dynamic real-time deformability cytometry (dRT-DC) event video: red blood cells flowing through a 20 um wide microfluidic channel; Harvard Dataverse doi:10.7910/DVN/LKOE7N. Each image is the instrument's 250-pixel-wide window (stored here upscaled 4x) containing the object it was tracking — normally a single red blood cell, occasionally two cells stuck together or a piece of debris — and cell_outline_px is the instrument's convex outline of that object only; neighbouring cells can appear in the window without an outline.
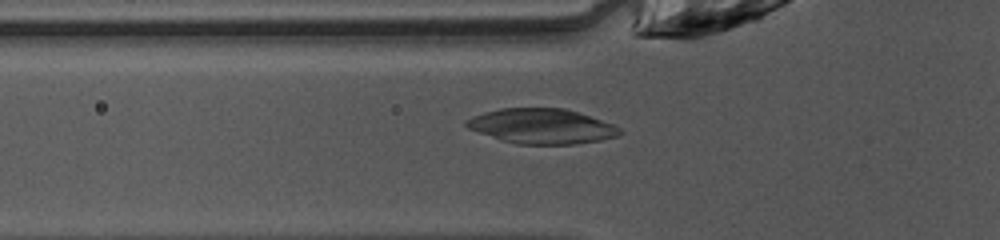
{"species": "common noctule bat (a hibernating species)", "species_latin": "Nyctalus noctula", "temperature_condition": "warm", "stored_images_in_passage": 50, "camera_frame_rate_fps": 3000, "um_per_image_px": 0.085, "animal": {"sex": "female", "body_mass_g": 10.0, "forearm_length_mm": 53.1}, "frame": {"image": 1, "passage_image": 18, "time_ms": 5.667, "image_size_px": [1000, 240], "cell_outline_px": [[624, 132], [620, 136], [600, 140], [576, 144], [516, 144], [500, 140], [468, 128], [464, 124], [464, 120], [472, 116], [484, 112], [500, 108], [564, 108], [612, 124], [620, 128]], "centroid_in_image_um": [46.02, 10.73], "position_along_channel_um": 79.8, "area_um2": 31.27}}
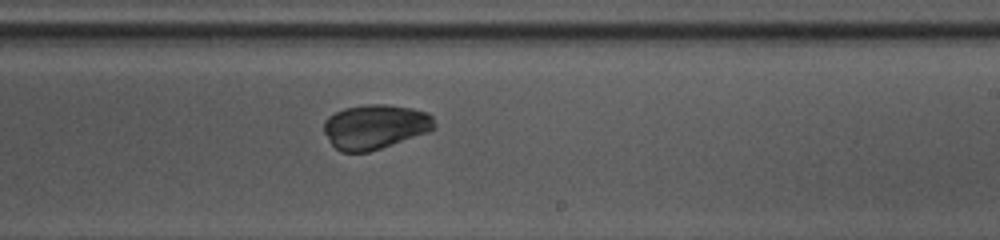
{"frame": {"image": 2, "passage_image": 31, "time_ms": 10.0, "image_size_px": [1000, 240], "cell_outline_px": [[436, 128], [428, 132], [368, 152], [340, 152], [332, 144], [324, 132], [324, 120], [328, 116], [344, 108], [364, 104], [388, 104], [412, 108], [428, 112], [432, 116], [436, 124]], "centroid_in_image_um": [31.89, 10.75], "position_along_channel_um": 257.1, "area_um2": 28.78}}
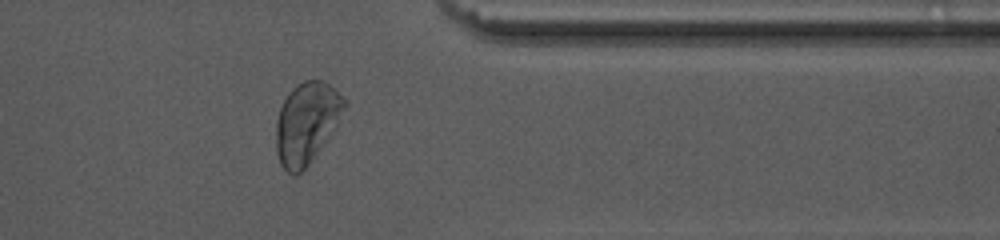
{"frame": {"image": 3, "passage_image": 41, "time_ms": 13.333, "image_size_px": [1000, 240], "cell_outline_px": [[348, 104], [324, 144], [308, 164], [296, 176], [288, 172], [280, 164], [276, 152], [276, 120], [280, 108], [284, 100], [292, 88], [296, 84], [304, 80], [324, 80], [348, 100]], "centroid_in_image_um": [26.06, 10.42], "position_along_channel_um": 385.3, "area_um2": 32.25}, "authors_computed_cell_mechanics": {"area_um2": 29.4202, "velocity_mm_per_s": 4.0634, "shape_relaxation_time_tau1_ms": 2.9851, "shape_relaxation_time_tau2_ms": null, "deformation_change_tau1": 0.1829, "deformation_change_tau2": null}}